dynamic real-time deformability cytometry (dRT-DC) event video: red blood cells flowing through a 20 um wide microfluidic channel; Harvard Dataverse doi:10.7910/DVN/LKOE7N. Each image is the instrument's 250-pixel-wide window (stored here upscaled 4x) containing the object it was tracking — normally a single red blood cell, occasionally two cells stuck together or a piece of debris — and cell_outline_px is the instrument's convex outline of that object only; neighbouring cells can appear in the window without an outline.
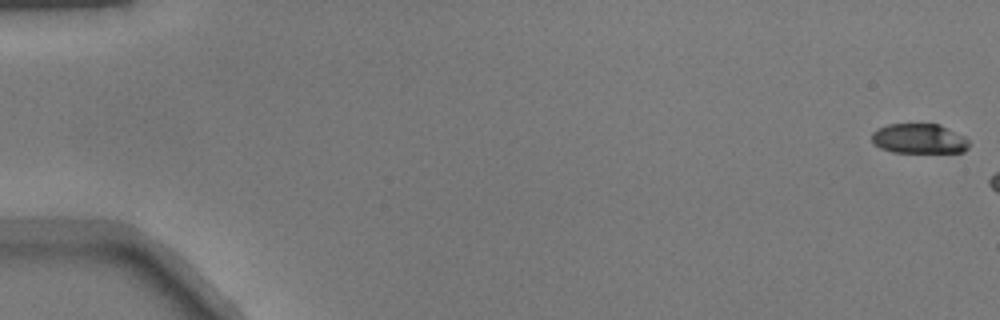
{"species": "common noctule bat (a hibernating species)", "species_latin": "Nyctalus noctula", "temperature_condition": "warm", "stored_images_in_passage": 6, "camera_frame_rate_fps": 3000, "um_per_image_px": 0.085, "animal": {"sex": "male", "body_mass_g": 17.9}, "frame": {"image": 1, "passage_image": 1, "time_ms": 0.0, "image_size_px": [1000, 320], "cell_outline_px": [[968, 148], [964, 152], [892, 152], [880, 148], [872, 140], [872, 132], [888, 124], [940, 124], [964, 136], [968, 140]], "centroid_in_image_um": [78.14, 11.79], "position_along_channel_um": 6.9, "area_um2": 16.82}}